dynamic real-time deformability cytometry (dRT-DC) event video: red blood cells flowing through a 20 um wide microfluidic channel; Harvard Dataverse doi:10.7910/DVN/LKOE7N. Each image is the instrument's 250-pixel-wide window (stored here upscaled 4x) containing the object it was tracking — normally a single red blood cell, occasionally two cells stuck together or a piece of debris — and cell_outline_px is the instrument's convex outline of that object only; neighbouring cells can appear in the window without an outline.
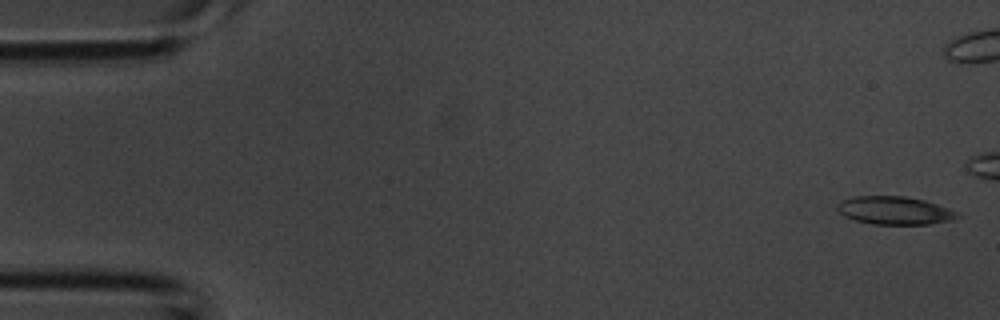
{"species": "common noctule bat (a hibernating species)", "species_latin": "Nyctalus noctula", "temperature_condition": "room temperature", "stored_images_in_passage": 6, "camera_frame_rate_fps": 3000, "um_per_image_px": 0.085, "animal": {"sex": "male", "body_mass_g": 20.1, "forearm_length_mm": 53.5}, "frame": {"image": 1, "passage_image": 1, "time_ms": 0.0, "image_size_px": [1000, 320], "cell_outline_px": [[960, 216], [952, 220], [928, 224], [872, 224], [856, 220], [844, 216], [836, 208], [836, 204], [852, 196], [904, 196], [924, 200], [960, 212]], "centroid_in_image_um": [76.05, 17.89], "position_along_channel_um": 9.0, "area_um2": 19.59}}